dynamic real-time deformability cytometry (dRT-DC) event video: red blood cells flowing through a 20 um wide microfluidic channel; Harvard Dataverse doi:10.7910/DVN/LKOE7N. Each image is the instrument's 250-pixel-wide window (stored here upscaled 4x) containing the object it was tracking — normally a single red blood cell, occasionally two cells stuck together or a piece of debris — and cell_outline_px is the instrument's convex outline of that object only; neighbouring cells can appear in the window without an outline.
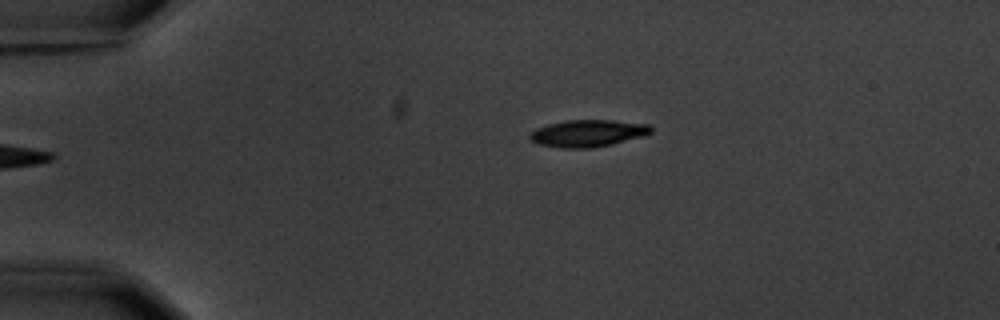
{"species": "common noctule bat (a hibernating species)", "species_latin": "Nyctalus noctula", "temperature_condition": "warm", "stored_images_in_passage": 7, "camera_frame_rate_fps": 3000, "um_per_image_px": 0.085, "animal": {"sex": "male", "body_mass_g": 20.1, "forearm_length_mm": 53.5}, "frame": {"image": 1, "passage_image": 1, "time_ms": 0.0, "image_size_px": [1000, 320], "cell_outline_px": [[652, 132], [644, 136], [612, 144], [592, 148], [560, 148], [536, 144], [528, 136], [536, 128], [548, 124], [568, 120], [612, 120], [648, 124], [652, 128]], "centroid_in_image_um": [49.96, 11.33], "position_along_channel_um": 35.0, "area_um2": 19.13}}
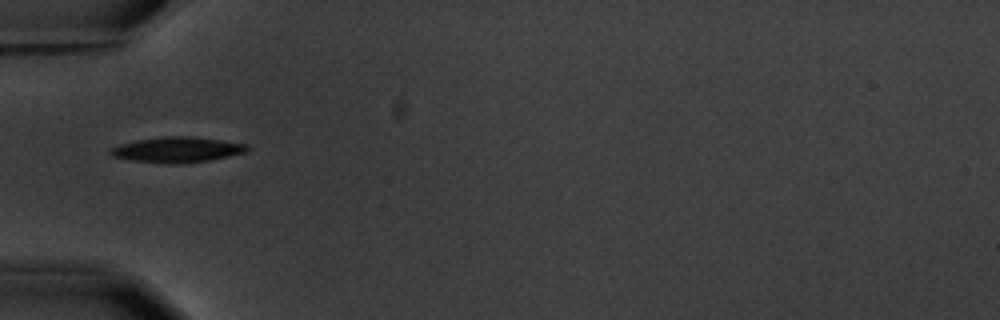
{"frame": {"image": 2, "passage_image": 3, "time_ms": 2.333, "image_size_px": [1000, 320], "cell_outline_px": [[252, 148], [248, 152], [208, 160], [184, 164], [172, 164], [132, 160], [112, 156], [108, 152], [112, 148], [120, 144], [136, 140], [164, 136], [192, 136], [248, 144]], "centroid_in_image_um": [15.11, 12.72], "position_along_channel_um": 69.9, "area_um2": 20.35}}
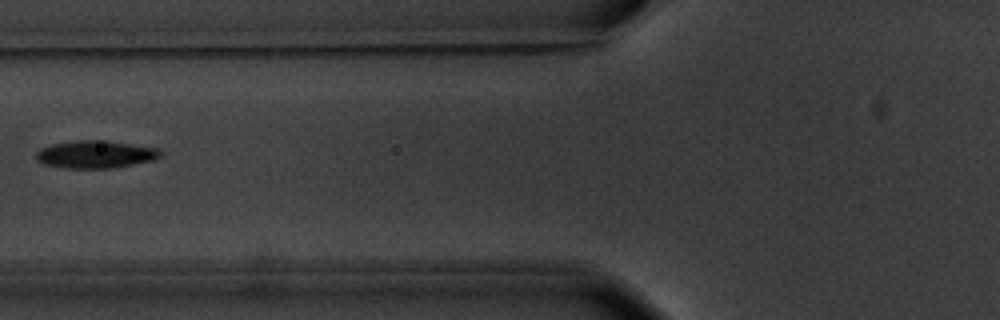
{"frame": {"image": 3, "passage_image": 4, "time_ms": 3.667, "image_size_px": [1000, 320], "cell_outline_px": [[164, 152], [160, 156], [152, 160], [112, 168], [64, 168], [44, 164], [36, 160], [36, 152], [40, 148], [52, 144], [76, 140], [108, 140], [156, 148]], "centroid_in_image_um": [8.09, 13.11], "position_along_channel_um": 117.7, "area_um2": 20.0}}